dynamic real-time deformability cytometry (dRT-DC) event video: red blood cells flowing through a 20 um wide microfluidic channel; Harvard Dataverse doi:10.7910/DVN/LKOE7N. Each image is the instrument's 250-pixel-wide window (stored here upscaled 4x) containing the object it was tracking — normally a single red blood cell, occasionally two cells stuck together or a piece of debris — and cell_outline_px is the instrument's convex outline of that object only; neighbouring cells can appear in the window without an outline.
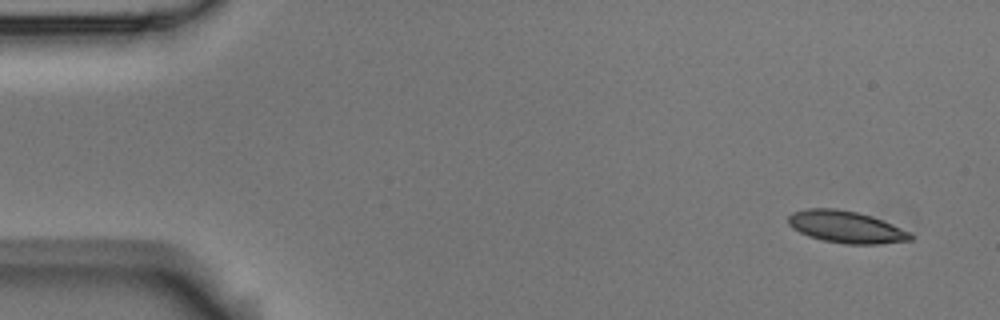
{"species": "Egyptian fruit bat (a non-hibernating species)", "species_latin": "Rousettus aegyptiacus", "temperature_condition": "room temperature", "stored_images_in_passage": 7, "camera_frame_rate_fps": 3000, "um_per_image_px": 0.085, "animal": {"sex": "male"}, "frame": {"image": 1, "passage_image": 1, "time_ms": 0.0, "image_size_px": [1000, 320], "cell_outline_px": [[912, 240], [880, 244], [844, 244], [824, 240], [808, 236], [792, 228], [788, 224], [788, 216], [792, 212], [808, 208], [836, 208], [856, 212], [872, 216], [892, 224], [908, 232], [912, 236]], "centroid_in_image_um": [71.88, 19.29], "position_along_channel_um": 13.1, "area_um2": 22.72}}
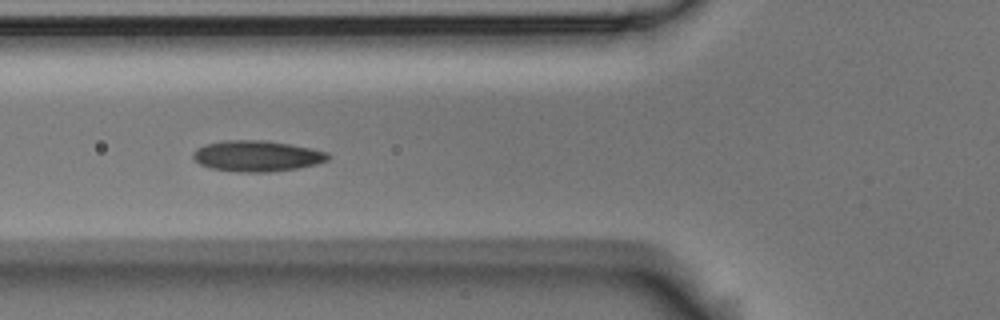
{"frame": {"image": 2, "passage_image": 6, "time_ms": 1.667, "image_size_px": [1000, 320], "cell_outline_px": [[328, 160], [316, 164], [296, 168], [272, 172], [240, 172], [212, 168], [200, 164], [192, 156], [192, 152], [196, 148], [204, 144], [224, 140], [264, 140], [312, 148], [328, 152]], "centroid_in_image_um": [21.81, 13.25], "position_along_channel_um": 104.0, "area_um2": 24.28}}
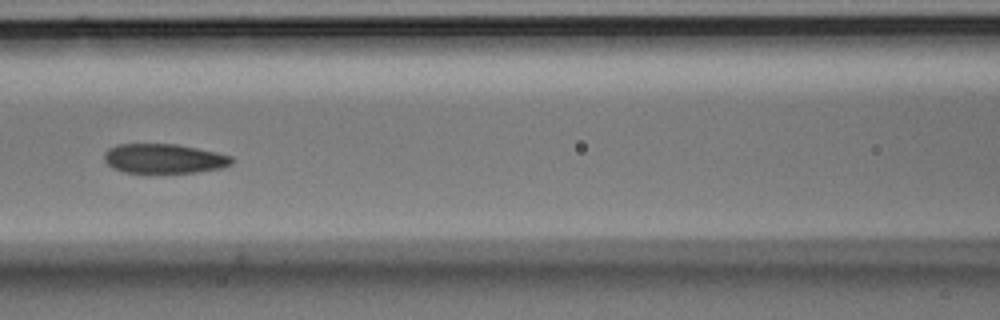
{"frame": {"image": 3, "passage_image": 7, "time_ms": 2.0, "image_size_px": [1000, 320], "cell_outline_px": [[236, 160], [232, 164], [220, 168], [196, 172], [124, 172], [112, 168], [104, 160], [104, 152], [108, 148], [116, 144], [176, 144], [216, 152], [232, 156]], "centroid_in_image_um": [13.93, 13.47], "position_along_channel_um": 152.7, "area_um2": 21.91}}